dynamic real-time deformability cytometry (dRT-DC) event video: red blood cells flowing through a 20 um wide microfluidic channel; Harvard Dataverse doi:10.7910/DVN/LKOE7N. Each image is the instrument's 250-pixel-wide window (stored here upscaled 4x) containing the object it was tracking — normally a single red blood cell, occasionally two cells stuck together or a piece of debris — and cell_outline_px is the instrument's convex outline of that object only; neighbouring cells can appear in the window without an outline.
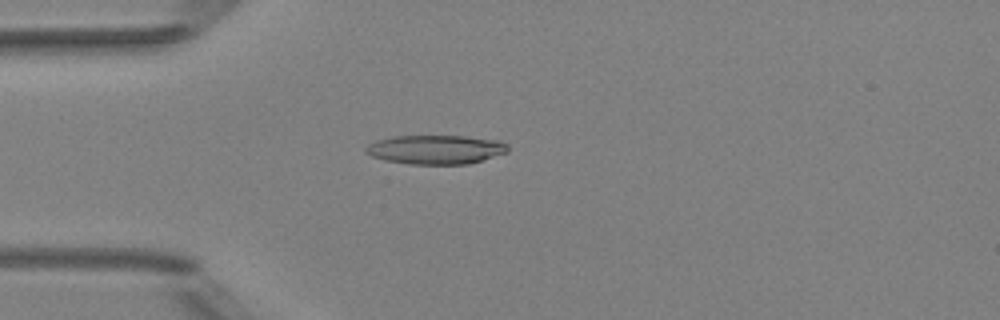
{"species": "Egyptian fruit bat (a non-hibernating species)", "species_latin": "Rousettus aegyptiacus", "temperature_condition": "room temperature", "stored_images_in_passage": 4, "camera_frame_rate_fps": 3000, "um_per_image_px": 0.085, "animal": {"sex": "female"}, "frame": {"image": 1, "passage_image": 4, "time_ms": 3.333, "image_size_px": [1000, 320], "cell_outline_px": [[508, 152], [468, 164], [408, 164], [384, 160], [372, 156], [364, 152], [364, 148], [368, 144], [376, 140], [392, 136], [464, 136], [500, 140], [508, 144]], "centroid_in_image_um": [37.02, 12.7], "position_along_channel_um": 48.0, "area_um2": 24.22}}